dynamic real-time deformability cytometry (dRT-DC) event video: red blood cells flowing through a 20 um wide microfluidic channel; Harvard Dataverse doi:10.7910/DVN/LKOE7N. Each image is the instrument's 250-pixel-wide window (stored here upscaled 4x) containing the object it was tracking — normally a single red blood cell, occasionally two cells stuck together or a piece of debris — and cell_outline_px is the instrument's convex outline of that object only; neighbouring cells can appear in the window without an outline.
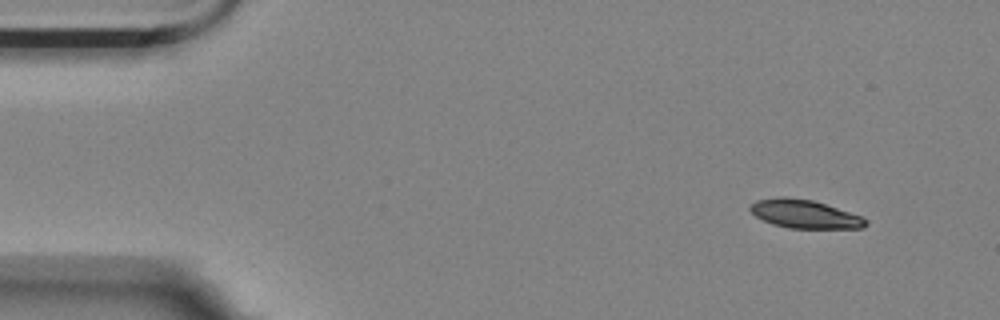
{"species": "Egyptian fruit bat (a non-hibernating species)", "species_latin": "Rousettus aegyptiacus", "temperature_condition": "room temperature", "stored_images_in_passage": 53, "camera_frame_rate_fps": 3000, "um_per_image_px": 0.085, "animal": {"sex": "female"}, "frame": {"image": 1, "passage_image": 1, "time_ms": 0.0, "image_size_px": [1000, 320], "cell_outline_px": [[868, 224], [864, 228], [788, 228], [772, 224], [756, 216], [748, 208], [756, 200], [776, 196], [784, 196], [812, 200], [860, 216], [868, 220]], "centroid_in_image_um": [68.36, 18.19], "position_along_channel_um": 16.6, "area_um2": 19.02}}
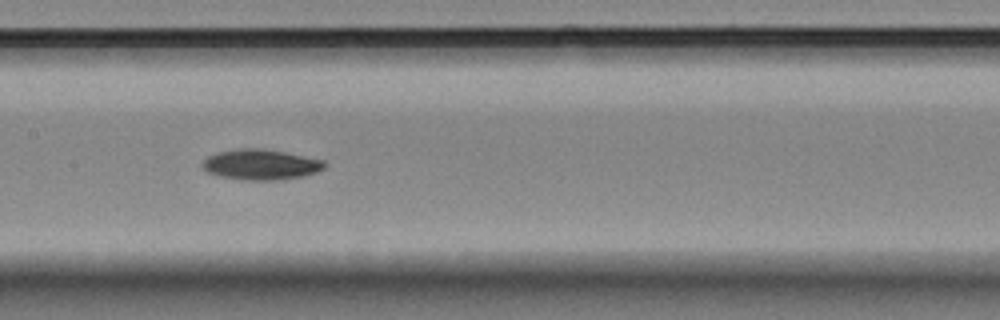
{"frame": {"image": 2, "passage_image": 23, "time_ms": 7.333, "image_size_px": [1000, 320], "cell_outline_px": [[328, 164], [324, 168], [316, 172], [304, 176], [280, 180], [248, 180], [220, 176], [208, 172], [200, 164], [208, 156], [216, 152], [240, 148], [260, 148], [284, 152], [324, 160]], "centroid_in_image_um": [22.18, 13.98], "position_along_channel_um": 185.2, "area_um2": 21.68}}
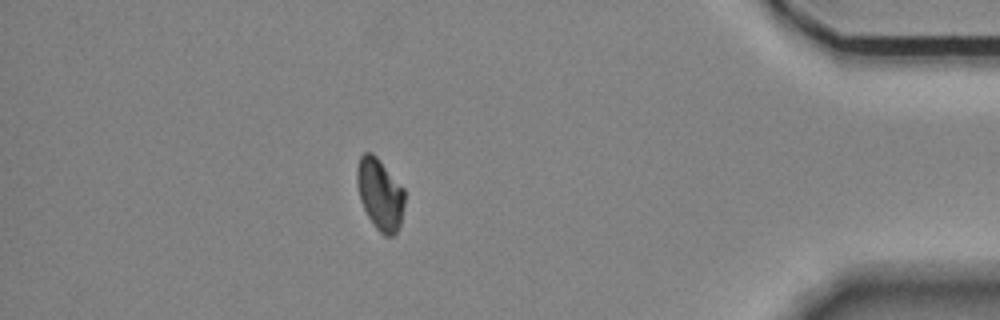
{"frame": {"image": 3, "passage_image": 45, "time_ms": 14.667, "image_size_px": [1000, 320], "cell_outline_px": [[404, 204], [400, 224], [396, 232], [392, 236], [384, 236], [376, 228], [368, 216], [360, 200], [356, 184], [356, 168], [360, 156], [364, 152], [372, 152], [380, 160], [404, 188]], "centroid_in_image_um": [32.28, 16.48], "position_along_channel_um": 402.9, "area_um2": 19.88}, "authors_computed_cell_mechanics": {"area_um2": 20.4612, "velocity_mm_per_s": 3.558, "shape_relaxation_time_tau1_ms": 4.7854, "shape_relaxation_time_tau2_ms": null, "deformation_change_tau1": 0.1395, "deformation_change_tau2": null}}